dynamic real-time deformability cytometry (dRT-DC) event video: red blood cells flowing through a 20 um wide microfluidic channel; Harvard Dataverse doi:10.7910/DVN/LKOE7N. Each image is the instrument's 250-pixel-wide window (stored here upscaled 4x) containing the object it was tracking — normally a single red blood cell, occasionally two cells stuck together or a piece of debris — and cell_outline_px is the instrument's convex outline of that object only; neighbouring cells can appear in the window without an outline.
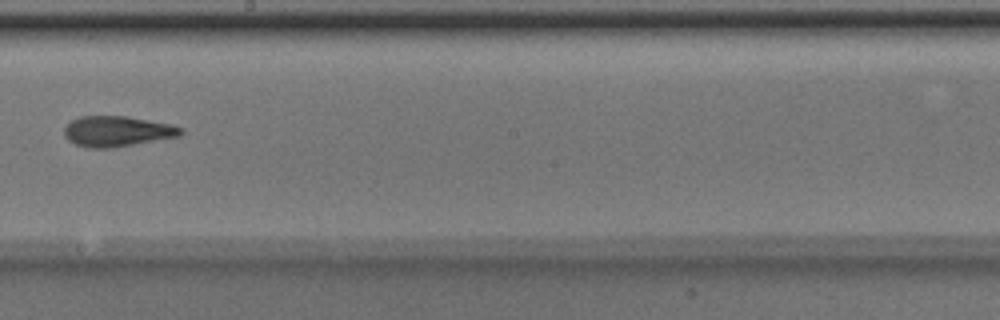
{"species": "Egyptian fruit bat (a non-hibernating species)", "species_latin": "Rousettus aegyptiacus", "temperature_condition": "room temperature", "stored_images_in_passage": 7, "camera_frame_rate_fps": 3000, "um_per_image_px": 0.085, "animal": {"sex": "male"}, "frame": {"image": 1, "passage_image": 7, "time_ms": 2.0, "image_size_px": [1000, 320], "cell_outline_px": [[184, 132], [180, 136], [112, 148], [88, 148], [76, 144], [68, 140], [64, 136], [64, 128], [72, 120], [80, 116], [128, 116], [172, 124], [184, 128]], "centroid_in_image_um": [9.98, 11.16], "position_along_channel_um": 238.2, "area_um2": 20.87}}